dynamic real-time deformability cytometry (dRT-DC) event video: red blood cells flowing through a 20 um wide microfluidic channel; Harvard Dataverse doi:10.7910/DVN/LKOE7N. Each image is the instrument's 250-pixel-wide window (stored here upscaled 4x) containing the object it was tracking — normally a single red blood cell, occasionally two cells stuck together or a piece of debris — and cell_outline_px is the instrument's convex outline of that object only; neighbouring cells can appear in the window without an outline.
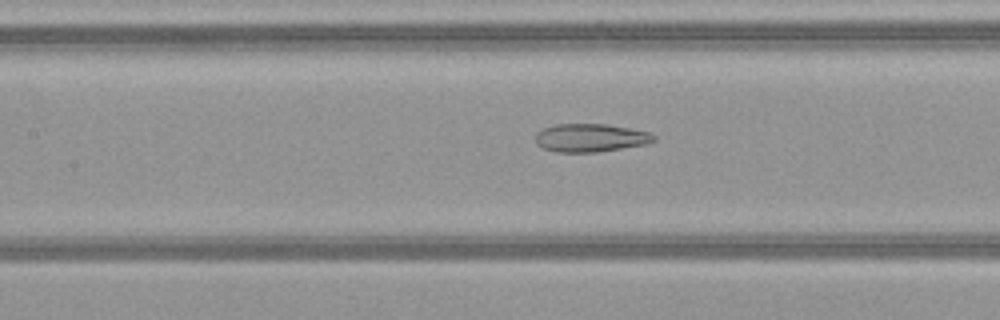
{"species": "common noctule bat (a hibernating species)", "species_latin": "Nyctalus noctula", "temperature_condition": "warm", "stored_images_in_passage": 51, "camera_frame_rate_fps": 3000, "um_per_image_px": 0.085, "animal": {"sex": "female", "body_mass_g": 21.9}, "frame": {"image": 1, "passage_image": 24, "time_ms": 7.667, "image_size_px": [1000, 320], "cell_outline_px": [[656, 140], [648, 144], [596, 152], [556, 152], [544, 148], [536, 144], [536, 132], [544, 128], [556, 124], [608, 124], [632, 128], [652, 132], [656, 136]], "centroid_in_image_um": [50.24, 11.7], "position_along_channel_um": 157.2, "area_um2": 19.65}}
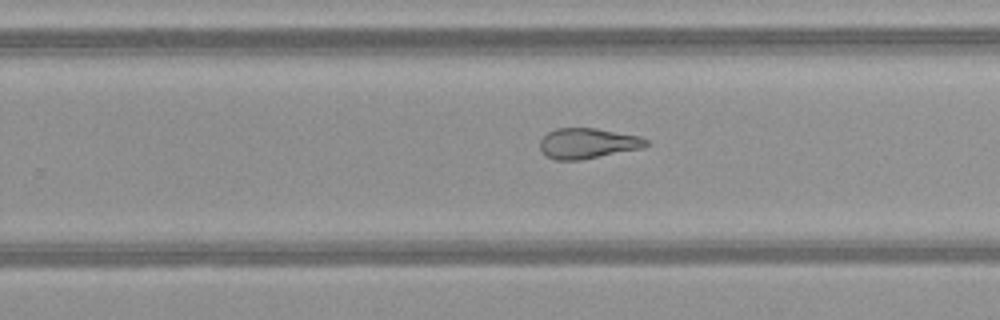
{"frame": {"image": 2, "passage_image": 33, "time_ms": 10.667, "image_size_px": [1000, 320], "cell_outline_px": [[648, 144], [644, 148], [580, 160], [556, 160], [544, 156], [540, 148], [540, 140], [548, 132], [556, 128], [596, 128], [640, 136], [648, 140]], "centroid_in_image_um": [49.95, 12.19], "position_along_channel_um": 279.9, "area_um2": 18.96}}
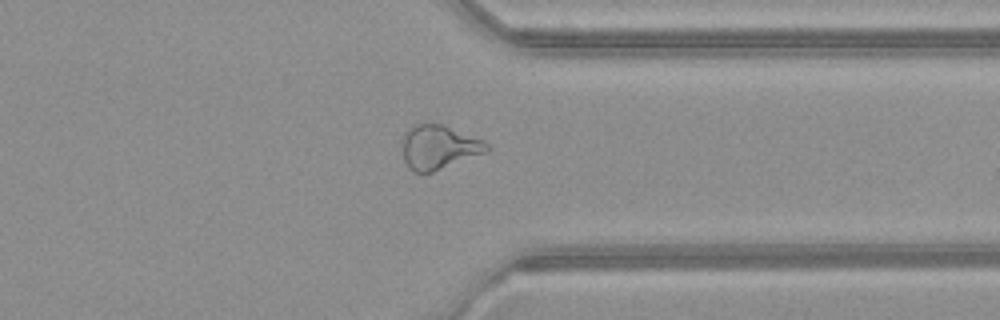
{"frame": {"image": 3, "passage_image": 40, "time_ms": 13.0, "image_size_px": [1000, 320], "cell_outline_px": [[492, 148], [488, 152], [432, 172], [412, 172], [404, 160], [400, 148], [400, 140], [404, 132], [408, 128], [416, 124], [444, 124], [484, 140]], "centroid_in_image_um": [37.28, 12.5], "position_along_channel_um": 374.1, "area_um2": 22.25}, "authors_computed_cell_mechanics": {"area_um2": 23.8714, "velocity_mm_per_s": 4.1101, "shape_relaxation_time_tau1_ms": null, "shape_relaxation_time_tau2_ms": 2.2728, "deformation_change_tau1": null, "deformation_change_tau2": 0.1101}}